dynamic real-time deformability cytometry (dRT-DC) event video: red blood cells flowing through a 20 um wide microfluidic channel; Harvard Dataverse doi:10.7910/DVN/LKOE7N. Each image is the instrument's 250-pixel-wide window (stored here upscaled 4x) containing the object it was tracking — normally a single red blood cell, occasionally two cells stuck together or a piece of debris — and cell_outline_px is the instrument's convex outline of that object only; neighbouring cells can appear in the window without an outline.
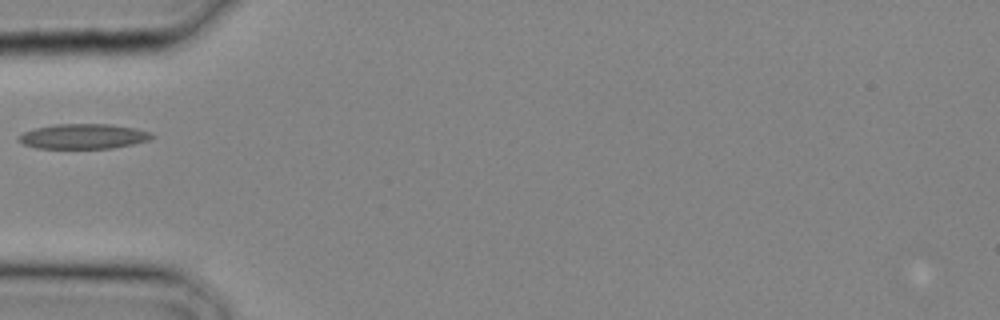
{"species": "common noctule bat (a hibernating species)", "species_latin": "Nyctalus noctula", "temperature_condition": "cold", "stored_images_in_passage": 11, "camera_frame_rate_fps": 3000, "um_per_image_px": 0.085, "animal": {"sex": "male", "body_mass_g": 20.4}, "frame": {"image": 1, "passage_image": 10, "time_ms": 3.0, "image_size_px": [1000, 320], "cell_outline_px": [[156, 136], [148, 140], [132, 144], [112, 148], [36, 148], [24, 144], [16, 140], [16, 136], [24, 132], [36, 128], [56, 124], [108, 124], [136, 128], [152, 132]], "centroid_in_image_um": [7.09, 11.59], "position_along_channel_um": 77.9, "area_um2": 19.42}}